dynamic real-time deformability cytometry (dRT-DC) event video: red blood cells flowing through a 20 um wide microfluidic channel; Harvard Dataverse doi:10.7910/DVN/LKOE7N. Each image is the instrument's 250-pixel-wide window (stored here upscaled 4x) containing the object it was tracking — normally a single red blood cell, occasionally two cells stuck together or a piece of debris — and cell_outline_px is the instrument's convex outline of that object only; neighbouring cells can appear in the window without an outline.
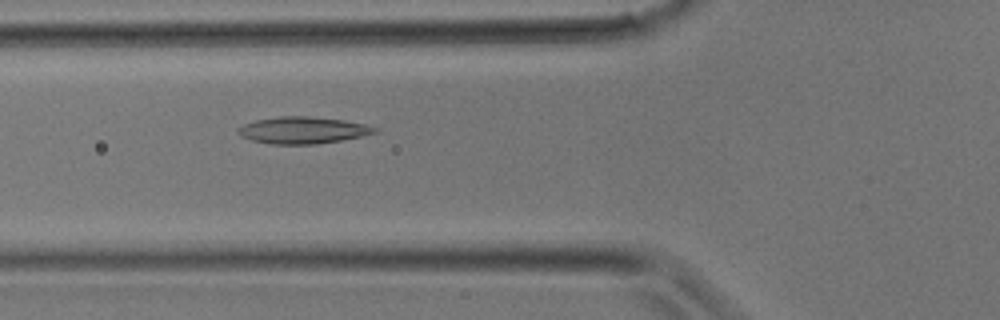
{"species": "common noctule bat (a hibernating species)", "species_latin": "Nyctalus noctula", "temperature_condition": "room temperature", "stored_images_in_passage": 6, "camera_frame_rate_fps": 3000, "um_per_image_px": 0.085, "animal": {"sex": "male", "body_mass_g": 17.9}, "frame": {"image": 1, "passage_image": 6, "time_ms": 1.667, "image_size_px": [1000, 320], "cell_outline_px": [[380, 132], [340, 140], [316, 144], [272, 144], [252, 140], [240, 136], [236, 132], [236, 128], [244, 124], [256, 120], [280, 116], [308, 116], [344, 120], [364, 124], [380, 128]], "centroid_in_image_um": [25.74, 11.06], "position_along_channel_um": 100.1, "area_um2": 21.39}}